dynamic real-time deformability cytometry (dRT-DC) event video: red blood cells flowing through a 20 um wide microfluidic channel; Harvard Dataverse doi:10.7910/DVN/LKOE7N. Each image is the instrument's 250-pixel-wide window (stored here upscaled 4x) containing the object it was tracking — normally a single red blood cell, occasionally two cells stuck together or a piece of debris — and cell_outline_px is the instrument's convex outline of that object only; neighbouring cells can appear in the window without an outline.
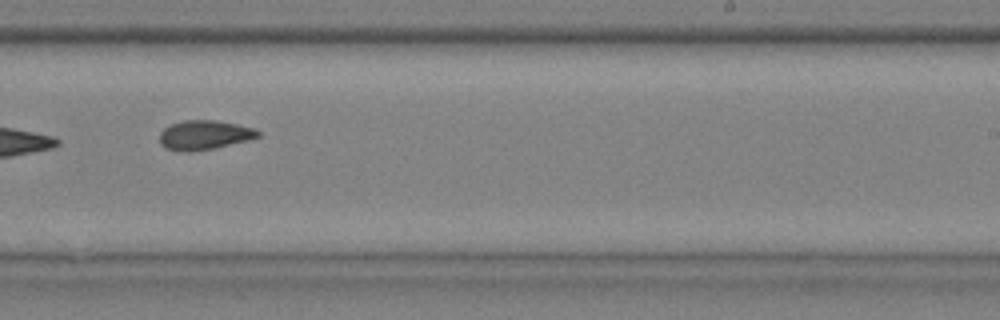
{"species": "common noctule bat (a hibernating species)", "species_latin": "Nyctalus noctula", "temperature_condition": "cold", "stored_images_in_passage": 10, "camera_frame_rate_fps": 3000, "um_per_image_px": 0.085, "animal": {"sex": "male", "body_mass_g": 20.4}, "frame": {"image": 1, "passage_image": 9, "time_ms": 2.667, "image_size_px": [1000, 320], "cell_outline_px": [[260, 136], [248, 140], [212, 148], [188, 152], [184, 152], [164, 148], [160, 144], [160, 132], [164, 128], [172, 124], [184, 120], [216, 120], [256, 128], [260, 132]], "centroid_in_image_um": [17.36, 11.47], "position_along_channel_um": 271.6, "area_um2": 16.76}}
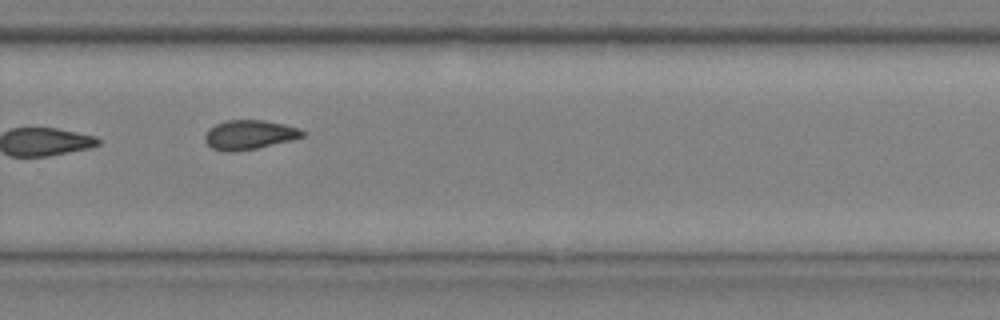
{"frame": {"image": 2, "passage_image": 10, "time_ms": 3.0, "image_size_px": [1000, 320], "cell_outline_px": [[304, 136], [292, 140], [256, 148], [236, 152], [224, 152], [212, 148], [204, 140], [204, 136], [208, 128], [216, 124], [228, 120], [264, 120], [284, 124], [300, 128], [304, 132]], "centroid_in_image_um": [21.17, 11.46], "position_along_channel_um": 308.6, "area_um2": 16.76}}